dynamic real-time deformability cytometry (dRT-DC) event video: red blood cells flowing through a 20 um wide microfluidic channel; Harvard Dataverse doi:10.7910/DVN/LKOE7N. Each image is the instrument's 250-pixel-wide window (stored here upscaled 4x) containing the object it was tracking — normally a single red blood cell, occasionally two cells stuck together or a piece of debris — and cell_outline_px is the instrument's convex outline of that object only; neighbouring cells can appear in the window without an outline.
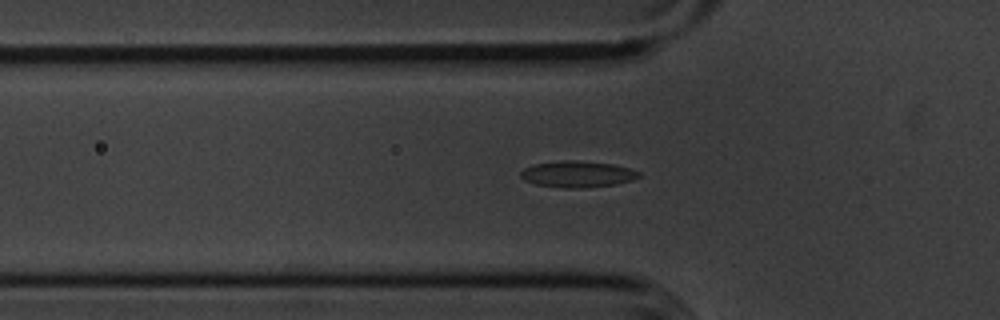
{"species": "common noctule bat (a hibernating species)", "species_latin": "Nyctalus noctula", "temperature_condition": "cold", "stored_images_in_passage": 54, "camera_frame_rate_fps": 3000, "um_per_image_px": 0.085, "animal": {"sex": "male", "body_mass_g": 20.1, "forearm_length_mm": 53.5}, "frame": {"image": 1, "passage_image": 17, "time_ms": 5.333, "image_size_px": [1000, 320], "cell_outline_px": [[640, 176], [632, 180], [616, 184], [584, 188], [564, 188], [536, 184], [524, 180], [520, 176], [520, 172], [524, 168], [532, 164], [564, 160], [572, 160], [612, 164], [628, 168], [640, 172]], "centroid_in_image_um": [49.05, 14.8], "position_along_channel_um": 76.7, "area_um2": 18.09}}
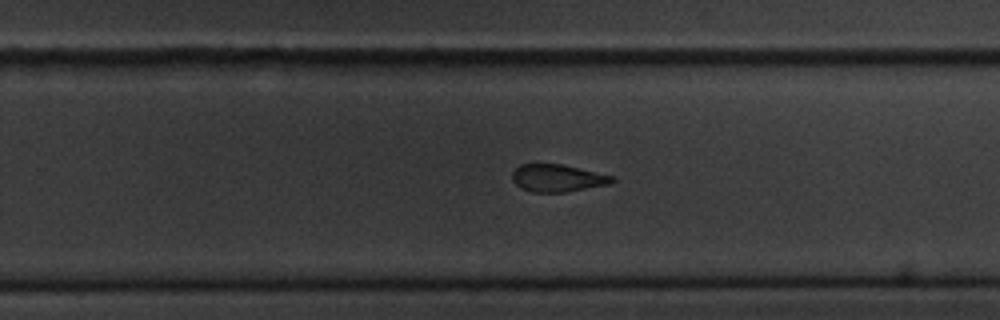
{"frame": {"image": 2, "passage_image": 34, "time_ms": 11.0, "image_size_px": [1000, 320], "cell_outline_px": [[616, 180], [608, 184], [564, 192], [532, 192], [520, 188], [512, 180], [512, 172], [520, 164], [560, 164], [612, 176]], "centroid_in_image_um": [47.32, 15.14], "position_along_channel_um": 282.5, "area_um2": 15.66}}
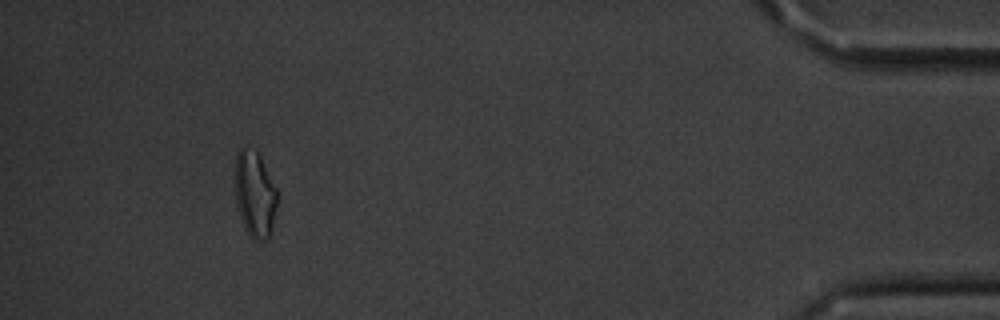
{"frame": {"image": 3, "passage_image": 50, "time_ms": 16.333, "image_size_px": [1000, 320], "cell_outline_px": [[276, 204], [272, 232], [268, 240], [256, 240], [244, 228], [236, 204], [236, 152], [244, 144], [256, 152], [260, 156], [276, 188]], "centroid_in_image_um": [21.66, 16.5], "position_along_channel_um": 413.5, "area_um2": 20.98}, "authors_computed_cell_mechanics": {"area_um2": 17.5712, "velocity_mm_per_s": 3.6191, "shape_relaxation_time_tau1_ms": 2.9183, "shape_relaxation_time_tau2_ms": 3.811, "deformation_change_tau1": 0.1, "deformation_change_tau2": 0.1178}}